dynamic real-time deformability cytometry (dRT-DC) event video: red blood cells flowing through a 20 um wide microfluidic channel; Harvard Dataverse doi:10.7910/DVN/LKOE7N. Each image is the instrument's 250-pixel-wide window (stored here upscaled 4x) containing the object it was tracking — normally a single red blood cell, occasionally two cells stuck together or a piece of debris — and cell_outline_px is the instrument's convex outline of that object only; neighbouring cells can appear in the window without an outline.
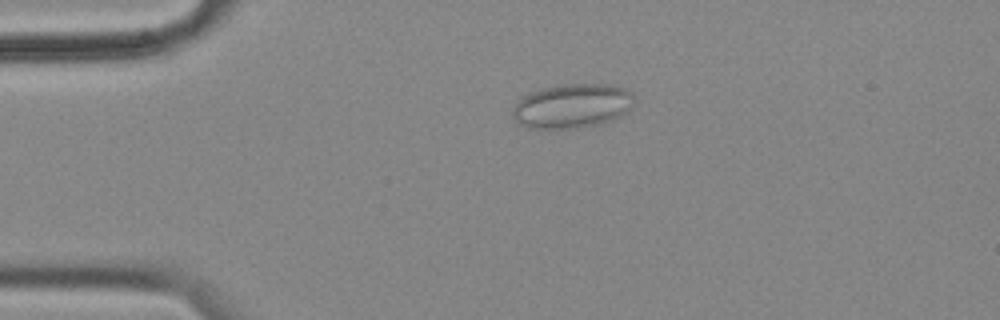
{"species": "common noctule bat (a hibernating species)", "species_latin": "Nyctalus noctula", "temperature_condition": "cold", "stored_images_in_passage": 6, "camera_frame_rate_fps": 3000, "um_per_image_px": 0.085, "animal": {"sex": "female", "body_mass_g": 18.4}, "frame": {"image": 1, "passage_image": 3, "time_ms": 0.667, "image_size_px": [1000, 320], "cell_outline_px": [[632, 108], [620, 116], [612, 120], [596, 124], [568, 128], [528, 128], [516, 124], [512, 116], [512, 112], [516, 100], [528, 92], [556, 84], [604, 84], [624, 88], [632, 92]], "centroid_in_image_um": [48.56, 8.99], "position_along_channel_um": 36.4, "area_um2": 31.56}}